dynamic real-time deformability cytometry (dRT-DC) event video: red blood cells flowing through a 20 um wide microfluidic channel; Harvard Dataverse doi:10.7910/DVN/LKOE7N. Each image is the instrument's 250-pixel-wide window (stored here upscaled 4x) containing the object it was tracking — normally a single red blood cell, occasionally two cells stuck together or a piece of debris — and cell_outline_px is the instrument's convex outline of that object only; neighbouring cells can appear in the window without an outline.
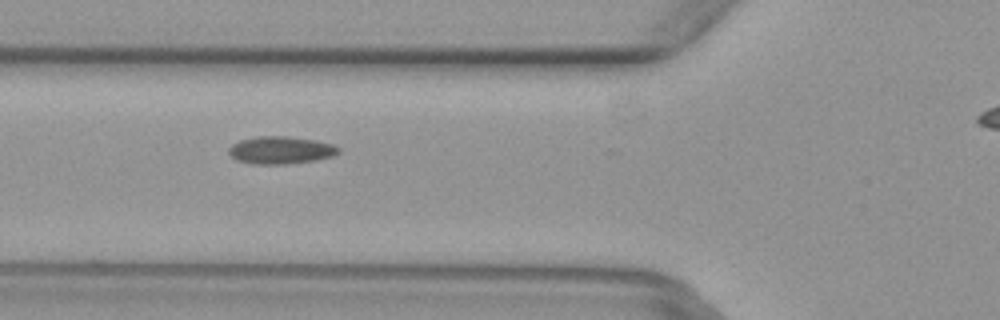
{"species": "common noctule bat (a hibernating species)", "species_latin": "Nyctalus noctula", "temperature_condition": "warm", "stored_images_in_passage": 8, "camera_frame_rate_fps": 3000, "um_per_image_px": 0.085, "animal": {"sex": "female", "body_mass_g": 29.2, "forearm_length_mm": 56.3}, "frame": {"image": 1, "passage_image": 5, "time_ms": 1.333, "image_size_px": [1000, 320], "cell_outline_px": [[340, 152], [332, 156], [316, 160], [284, 164], [252, 164], [236, 160], [228, 152], [228, 148], [232, 144], [240, 140], [256, 136], [288, 136], [316, 140], [332, 144], [340, 148]], "centroid_in_image_um": [23.85, 12.76], "position_along_channel_um": 102.0, "area_um2": 17.69}}